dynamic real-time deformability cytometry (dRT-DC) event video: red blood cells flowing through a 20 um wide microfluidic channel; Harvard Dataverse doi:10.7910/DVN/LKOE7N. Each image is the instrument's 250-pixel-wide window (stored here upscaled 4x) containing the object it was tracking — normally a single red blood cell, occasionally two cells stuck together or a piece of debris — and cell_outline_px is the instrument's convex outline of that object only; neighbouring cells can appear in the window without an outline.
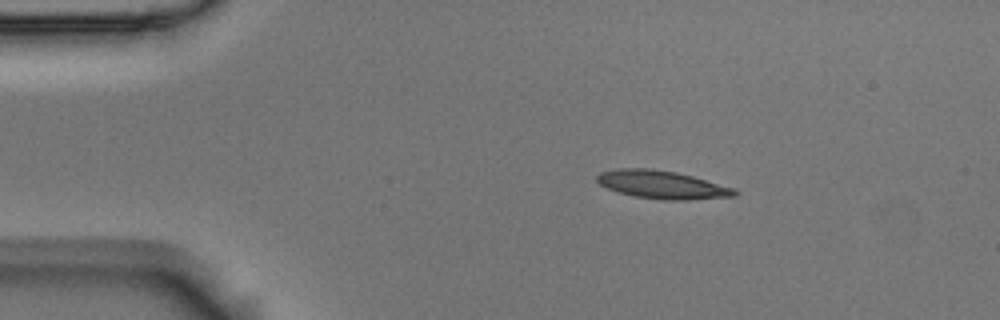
{"species": "Egyptian fruit bat (a non-hibernating species)", "species_latin": "Rousettus aegyptiacus", "temperature_condition": "room temperature", "stored_images_in_passage": 3, "camera_frame_rate_fps": 3000, "um_per_image_px": 0.085, "animal": {"sex": "male"}, "frame": {"image": 1, "passage_image": 2, "time_ms": 0.333, "image_size_px": [1000, 320], "cell_outline_px": [[740, 192], [736, 196], [688, 200], [660, 200], [636, 196], [620, 192], [608, 188], [600, 184], [596, 180], [596, 176], [600, 172], [620, 168], [648, 168], [676, 172], [692, 176], [736, 188]], "centroid_in_image_um": [56.33, 15.7], "position_along_channel_um": 28.7, "area_um2": 22.54}}